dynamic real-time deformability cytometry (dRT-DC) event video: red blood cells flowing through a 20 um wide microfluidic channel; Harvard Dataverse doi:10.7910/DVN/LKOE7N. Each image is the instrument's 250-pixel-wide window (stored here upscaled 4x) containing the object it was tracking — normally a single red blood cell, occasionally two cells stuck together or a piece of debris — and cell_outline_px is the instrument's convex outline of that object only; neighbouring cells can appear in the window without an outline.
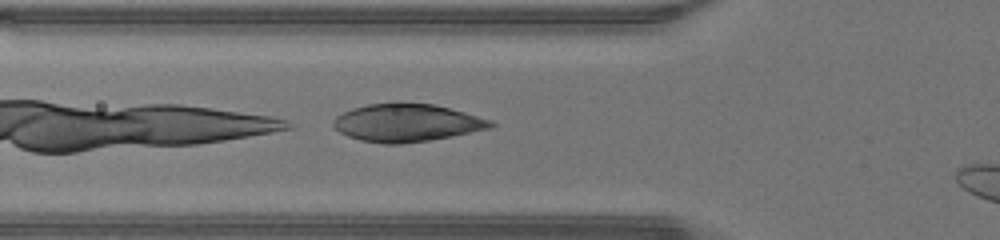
{"species": "human", "species_latin": "Homo sapiens", "temperature_condition": "warm", "stored_images_in_passage": 15, "camera_frame_rate_fps": 3000, "um_per_image_px": 0.085, "donor": {"sex": "male"}, "frame": {"image": 1, "passage_image": 2, "time_ms": 0.333, "image_size_px": [1000, 240], "cell_outline_px": [[496, 124], [492, 128], [452, 136], [428, 140], [400, 144], [384, 144], [360, 140], [348, 136], [340, 132], [332, 124], [332, 120], [336, 116], [352, 108], [368, 104], [396, 100], [400, 100], [436, 104], [492, 120]], "centroid_in_image_um": [34.57, 10.4], "position_along_channel_um": 91.2, "area_um2": 35.32}}
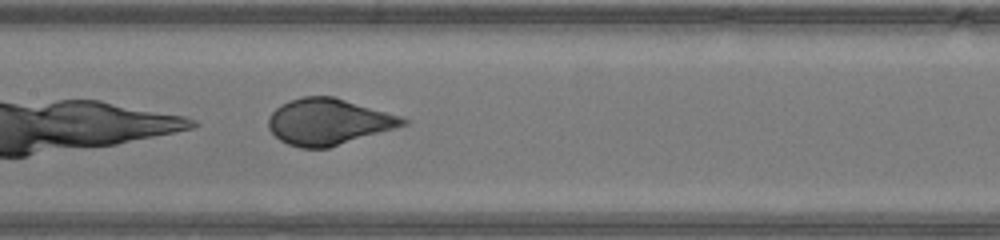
{"frame": {"image": 2, "passage_image": 8, "time_ms": 2.333, "image_size_px": [1000, 240], "cell_outline_px": [[408, 124], [328, 148], [300, 148], [288, 144], [280, 140], [268, 128], [268, 116], [276, 108], [288, 100], [300, 96], [332, 96], [400, 116], [408, 120]], "centroid_in_image_um": [27.87, 10.35], "position_along_channel_um": 179.5, "area_um2": 35.95}}
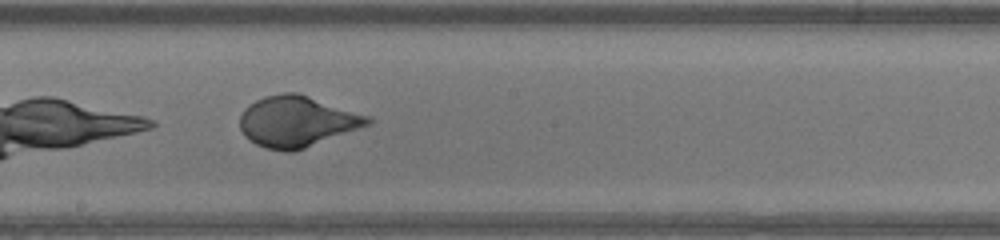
{"frame": {"image": 3, "passage_image": 11, "time_ms": 3.333, "image_size_px": [1000, 240], "cell_outline_px": [[372, 124], [304, 148], [292, 152], [284, 152], [264, 148], [256, 144], [244, 136], [240, 128], [240, 116], [244, 108], [248, 104], [264, 96], [284, 92], [300, 92], [372, 116]], "centroid_in_image_um": [25.26, 10.3], "position_along_channel_um": 222.9, "area_um2": 38.49}}